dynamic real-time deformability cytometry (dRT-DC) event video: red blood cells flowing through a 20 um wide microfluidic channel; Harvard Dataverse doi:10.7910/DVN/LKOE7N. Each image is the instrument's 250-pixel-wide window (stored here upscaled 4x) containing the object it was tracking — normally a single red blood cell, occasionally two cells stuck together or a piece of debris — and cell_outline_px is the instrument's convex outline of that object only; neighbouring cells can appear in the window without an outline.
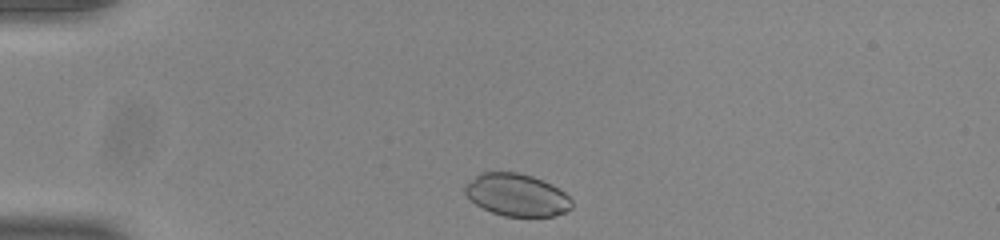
{"species": "common noctule bat (a hibernating species)", "species_latin": "Nyctalus noctula", "temperature_condition": "room temperature", "stored_images_in_passage": 35, "camera_frame_rate_fps": 3000, "um_per_image_px": 0.085, "animal": {"sex": "male", "body_mass_g": 20.0, "forearm_length_mm": 53.3}, "frame": {"image": 1, "passage_image": 2, "time_ms": 0.333, "image_size_px": [1000, 240], "cell_outline_px": [[572, 208], [564, 212], [552, 216], [504, 216], [492, 212], [476, 204], [464, 192], [464, 184], [476, 176], [484, 172], [516, 172], [532, 176], [552, 184], [564, 192], [572, 200]], "centroid_in_image_um": [43.93, 16.56], "position_along_channel_um": 41.1, "area_um2": 26.18}}
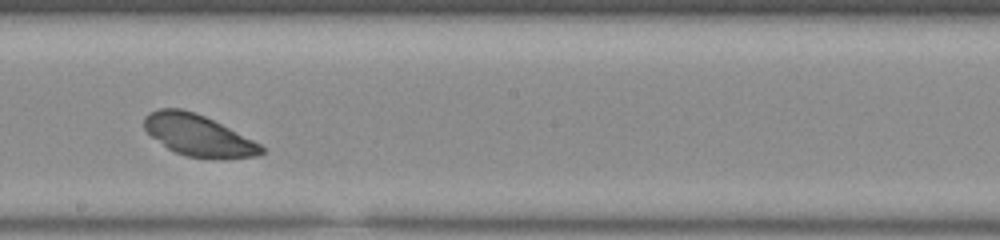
{"frame": {"image": 2, "passage_image": 20, "time_ms": 6.333, "image_size_px": [1000, 240], "cell_outline_px": [[264, 152], [260, 156], [220, 160], [188, 156], [176, 152], [168, 148], [152, 136], [144, 128], [144, 116], [148, 112], [160, 108], [180, 108], [196, 112], [260, 144], [264, 148]], "centroid_in_image_um": [16.86, 11.52], "position_along_channel_um": 231.3, "area_um2": 28.15}}
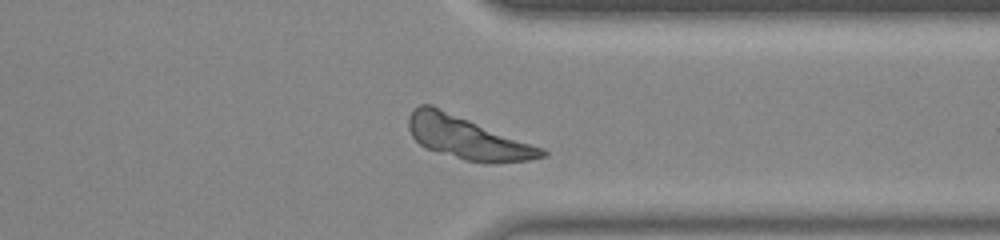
{"frame": {"image": 3, "passage_image": 31, "time_ms": 10.0, "image_size_px": [1000, 240], "cell_outline_px": [[548, 156], [528, 160], [464, 160], [424, 148], [412, 136], [408, 128], [408, 116], [420, 104], [432, 104], [544, 148], [548, 152]], "centroid_in_image_um": [39.68, 11.65], "position_along_channel_um": 371.7, "area_um2": 32.6}, "authors_computed_cell_mechanics": {"area_um2": 28.9578, "velocity_mm_per_s": 3.8388, "shape_relaxation_time_tau1_ms": 0.831, "shape_relaxation_time_tau2_ms": null, "deformation_change_tau1": 0.061, "deformation_change_tau2": null}}